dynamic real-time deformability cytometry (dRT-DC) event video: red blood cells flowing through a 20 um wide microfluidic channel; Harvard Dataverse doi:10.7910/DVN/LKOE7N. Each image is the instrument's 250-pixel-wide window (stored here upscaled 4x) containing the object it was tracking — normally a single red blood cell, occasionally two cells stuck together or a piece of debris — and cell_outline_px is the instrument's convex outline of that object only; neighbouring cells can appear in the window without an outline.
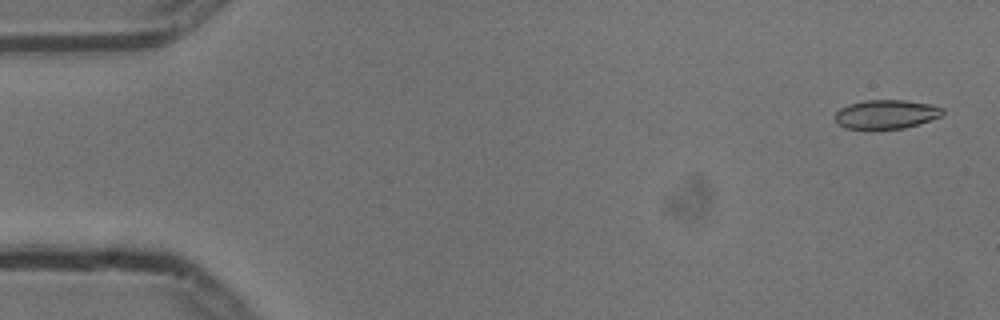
{"species": "common noctule bat (a hibernating species)", "species_latin": "Nyctalus noctula", "temperature_condition": "cold", "stored_images_in_passage": 38, "camera_frame_rate_fps": 3000, "um_per_image_px": 0.085, "animal": {"sex": "male", "body_mass_g": 13.3}, "frame": {"image": 1, "passage_image": 2, "time_ms": 0.333, "image_size_px": [1000, 320], "cell_outline_px": [[944, 112], [940, 116], [904, 128], [848, 128], [836, 124], [832, 116], [840, 108], [848, 104], [864, 100], [904, 100], [932, 104], [944, 108]], "centroid_in_image_um": [75.27, 9.69], "position_along_channel_um": 9.7, "area_um2": 18.09}}
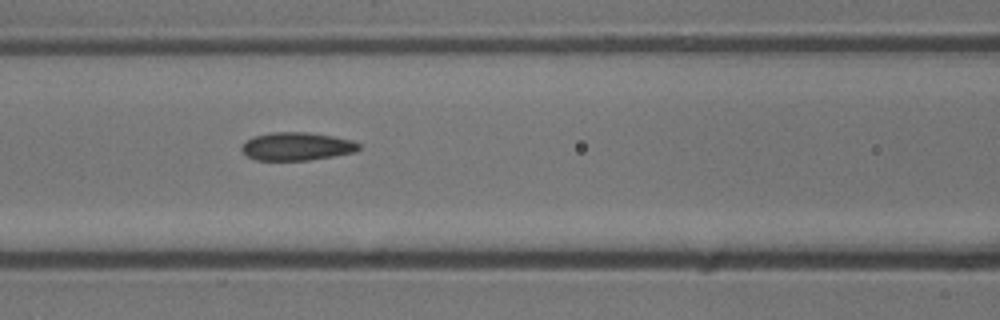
{"frame": {"image": 2, "passage_image": 23, "time_ms": 7.333, "image_size_px": [1000, 320], "cell_outline_px": [[360, 148], [356, 152], [308, 160], [256, 160], [248, 156], [240, 148], [252, 136], [272, 132], [308, 132], [332, 136], [352, 140], [360, 144]], "centroid_in_image_um": [25.24, 12.44], "position_along_channel_um": 141.4, "area_um2": 19.07}}
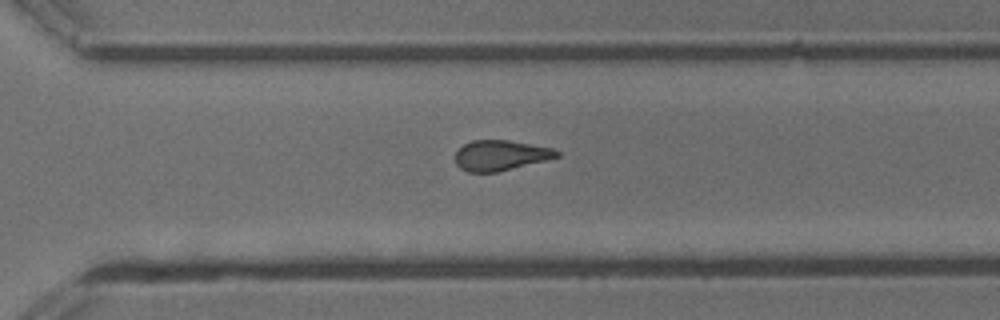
{"frame": {"image": 3, "passage_image": 38, "time_ms": 12.333, "image_size_px": [1000, 320], "cell_outline_px": [[560, 156], [496, 172], [468, 172], [460, 168], [456, 164], [456, 152], [464, 144], [472, 140], [508, 140], [552, 148], [560, 152]], "centroid_in_image_um": [42.52, 13.2], "position_along_channel_um": 328.1, "area_um2": 17.63}}